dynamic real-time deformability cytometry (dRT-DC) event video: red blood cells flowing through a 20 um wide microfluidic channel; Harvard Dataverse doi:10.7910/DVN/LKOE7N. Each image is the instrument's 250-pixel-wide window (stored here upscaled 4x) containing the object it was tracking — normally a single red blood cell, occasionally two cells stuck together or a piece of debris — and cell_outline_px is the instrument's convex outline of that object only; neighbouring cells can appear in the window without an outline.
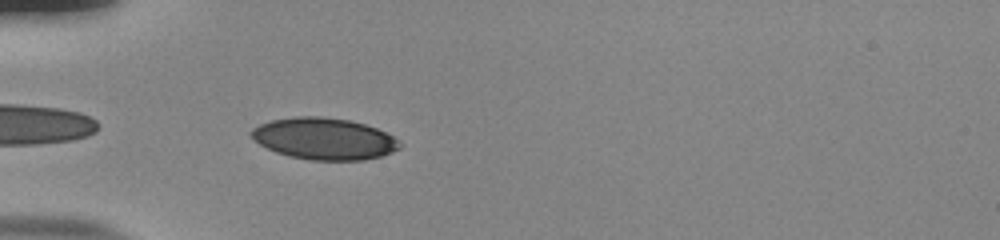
{"species": "human", "species_latin": "Homo sapiens", "temperature_condition": "room temperature", "stored_images_in_passage": 38, "camera_frame_rate_fps": 3000, "um_per_image_px": 0.085, "donor": {"sex": "male"}, "frame": {"image": 1, "passage_image": 2, "time_ms": 0.333, "image_size_px": [1000, 240], "cell_outline_px": [[404, 144], [400, 148], [392, 152], [380, 156], [364, 160], [312, 160], [288, 156], [276, 152], [260, 144], [248, 132], [252, 128], [260, 124], [272, 120], [296, 116], [320, 116], [348, 120], [364, 124], [376, 128], [392, 136]], "centroid_in_image_um": [27.55, 11.79], "position_along_channel_um": 57.4, "area_um2": 35.95}}
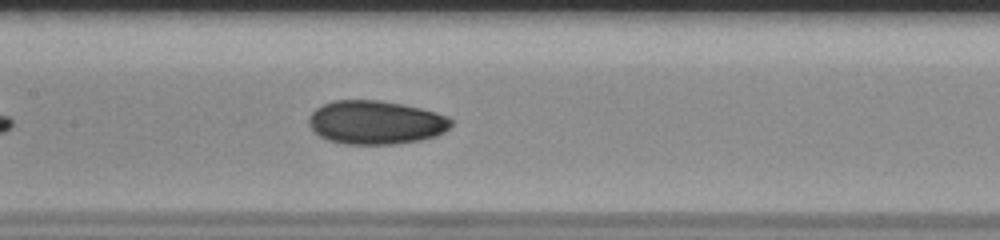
{"frame": {"image": 2, "passage_image": 12, "time_ms": 3.667, "image_size_px": [1000, 240], "cell_outline_px": [[452, 124], [444, 132], [436, 136], [420, 140], [396, 144], [344, 144], [328, 140], [320, 136], [308, 124], [308, 116], [316, 108], [332, 100], [380, 100], [420, 108], [436, 112], [448, 116], [452, 120]], "centroid_in_image_um": [31.93, 10.4], "position_along_channel_um": 175.5, "area_um2": 36.24}}
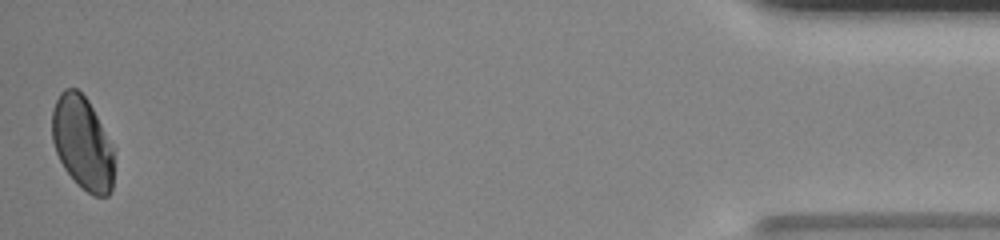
{"frame": {"image": 3, "passage_image": 38, "time_ms": 12.333, "image_size_px": [1000, 240], "cell_outline_px": [[112, 192], [108, 196], [92, 196], [64, 168], [56, 152], [52, 140], [52, 108], [60, 92], [64, 88], [76, 88], [88, 100], [112, 148]], "centroid_in_image_um": [6.97, 12.13], "position_along_channel_um": 428.2, "area_um2": 32.89}, "authors_computed_cell_mechanics": {"area_um2": 36.0383, "velocity_mm_per_s": 3.8518, "shape_relaxation_time_tau1_ms": 8.2073, "shape_relaxation_time_tau2_ms": 1.8499, "deformation_change_tau1": 0.167, "deformation_change_tau2": 0.0439}}